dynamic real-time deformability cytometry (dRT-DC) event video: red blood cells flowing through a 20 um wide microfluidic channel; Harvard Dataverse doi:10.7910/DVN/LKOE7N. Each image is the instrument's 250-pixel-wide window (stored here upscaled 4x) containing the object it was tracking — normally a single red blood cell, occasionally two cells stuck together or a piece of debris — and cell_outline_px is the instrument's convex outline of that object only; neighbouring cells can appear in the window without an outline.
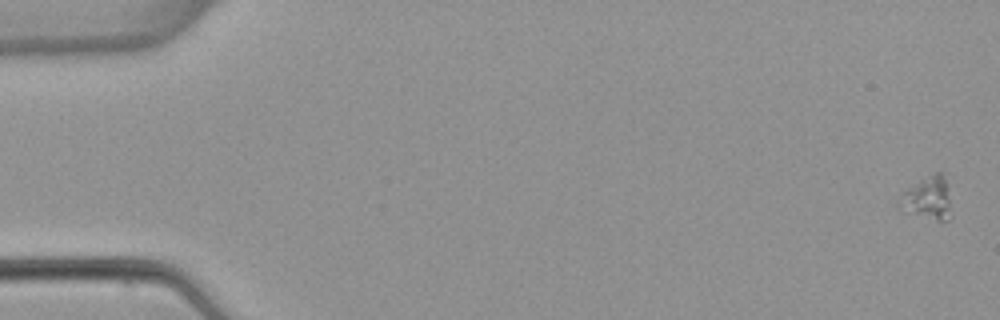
{"species": "common noctule bat (a hibernating species)", "species_latin": "Nyctalus noctula", "temperature_condition": "warm", "stored_images_in_passage": 7, "camera_frame_rate_fps": 3000, "um_per_image_px": 0.085, "animal": {"sex": "female", "body_mass_g": 22.7, "forearm_length_mm": 54.2}, "frame": {"image": 1, "passage_image": 1, "time_ms": 0.0, "image_size_px": [1000, 320], "cell_outline_px": [[948, 220], [936, 220], [912, 212], [904, 204], [904, 192], [908, 188], [936, 172], [944, 172], [948, 200]], "centroid_in_image_um": [78.96, 16.79], "position_along_channel_um": 6.0, "area_um2": 11.33}}
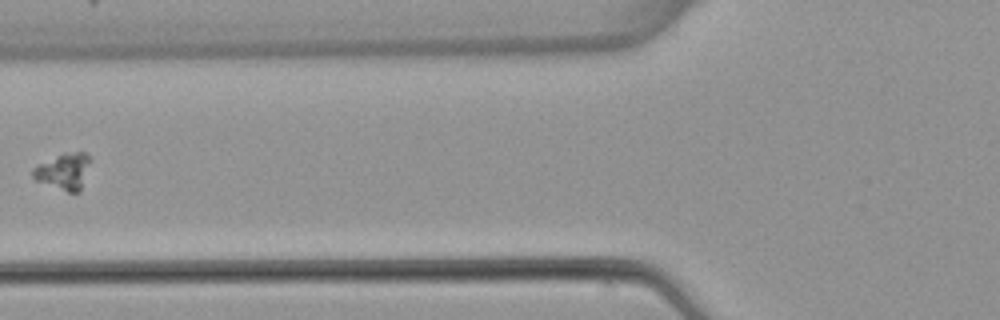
{"frame": {"image": 2, "passage_image": 6, "time_ms": 7.0, "image_size_px": [1000, 320], "cell_outline_px": [[92, 160], [80, 192], [68, 192], [36, 180], [32, 176], [32, 168], [36, 164], [64, 152], [84, 152]], "centroid_in_image_um": [5.42, 14.54], "position_along_channel_um": 120.4, "area_um2": 12.31}}
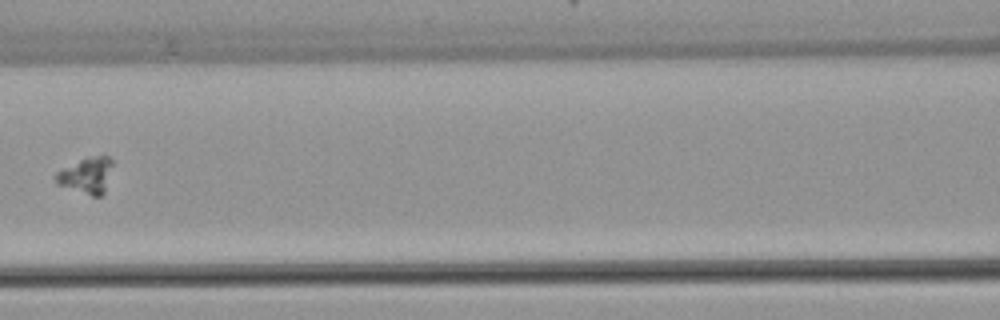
{"frame": {"image": 3, "passage_image": 7, "time_ms": 8.0, "image_size_px": [1000, 320], "cell_outline_px": [[112, 164], [104, 192], [100, 196], [92, 196], [56, 184], [56, 172], [88, 156], [108, 156], [112, 160]], "centroid_in_image_um": [7.35, 14.91], "position_along_channel_um": 159.3, "area_um2": 11.62}}